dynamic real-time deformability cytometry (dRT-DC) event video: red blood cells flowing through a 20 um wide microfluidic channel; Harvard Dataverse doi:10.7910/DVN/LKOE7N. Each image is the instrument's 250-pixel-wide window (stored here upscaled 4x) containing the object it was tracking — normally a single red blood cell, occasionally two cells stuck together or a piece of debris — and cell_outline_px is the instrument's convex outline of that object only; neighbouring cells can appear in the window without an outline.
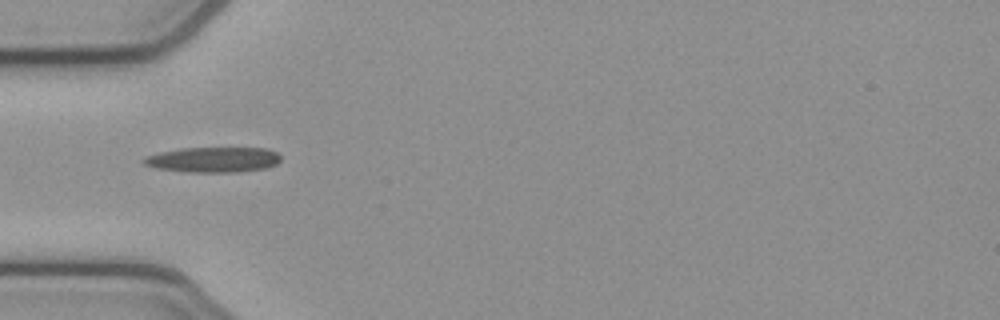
{"species": "common noctule bat (a hibernating species)", "species_latin": "Nyctalus noctula", "temperature_condition": "cold", "stored_images_in_passage": 37, "camera_frame_rate_fps": 3000, "um_per_image_px": 0.085, "animal": {"sex": "female", "body_mass_g": 21.9}, "frame": {"image": 1, "passage_image": 1, "time_ms": 0.0, "image_size_px": [1000, 320], "cell_outline_px": [[280, 160], [276, 164], [268, 168], [236, 172], [188, 172], [156, 168], [144, 164], [140, 160], [144, 156], [160, 152], [180, 148], [268, 148], [276, 152], [280, 156]], "centroid_in_image_um": [18.11, 13.57], "position_along_channel_um": 66.9, "area_um2": 20.35}}
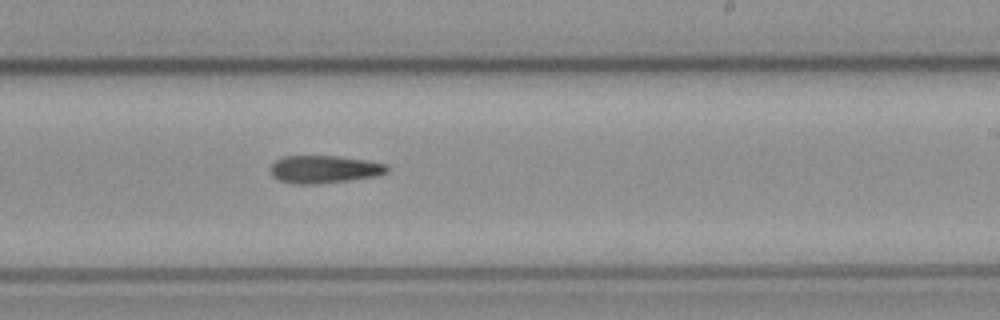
{"frame": {"image": 2, "passage_image": 16, "time_ms": 5.0, "image_size_px": [1000, 320], "cell_outline_px": [[388, 172], [376, 176], [320, 184], [292, 184], [280, 180], [272, 176], [268, 168], [276, 160], [284, 156], [336, 156], [364, 160], [388, 164]], "centroid_in_image_um": [27.53, 14.39], "position_along_channel_um": 261.5, "area_um2": 18.9}}
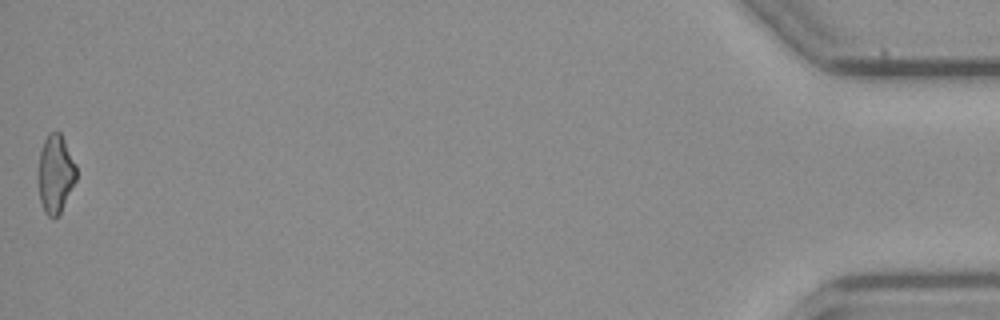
{"frame": {"image": 3, "passage_image": 37, "time_ms": 12.0, "image_size_px": [1000, 320], "cell_outline_px": [[76, 180], [60, 212], [56, 216], [48, 216], [44, 212], [40, 200], [36, 176], [40, 152], [44, 140], [48, 132], [60, 132], [76, 164]], "centroid_in_image_um": [4.68, 14.76], "position_along_channel_um": 430.5, "area_um2": 17.46}}